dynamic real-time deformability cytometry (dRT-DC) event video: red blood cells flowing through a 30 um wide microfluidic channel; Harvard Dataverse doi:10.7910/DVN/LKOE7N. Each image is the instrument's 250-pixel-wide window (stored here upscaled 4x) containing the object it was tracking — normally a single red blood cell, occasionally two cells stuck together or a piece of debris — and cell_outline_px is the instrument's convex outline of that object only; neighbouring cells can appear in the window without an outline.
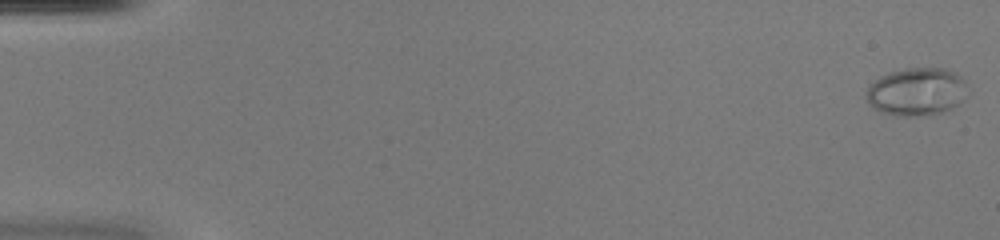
{"species": "common noctule bat (a hibernating species)", "species_latin": "Nyctalus noctula", "temperature_condition": "warm", "stored_images_in_passage": 51, "camera_frame_rate_fps": 3000, "um_per_image_px": 0.085, "animal": {"sex": "female", "body_mass_g": 20.0, "forearm_length_mm": 54.0}, "frame": {"image": 1, "passage_image": 1, "time_ms": 0.0, "image_size_px": [1000, 240], "cell_outline_px": [[968, 96], [960, 104], [944, 112], [928, 116], [896, 116], [880, 112], [868, 104], [864, 96], [868, 88], [880, 76], [892, 72], [908, 68], [944, 68], [956, 72], [964, 80]], "centroid_in_image_um": [77.94, 7.82], "position_along_channel_um": 7.1, "area_um2": 28.73}}
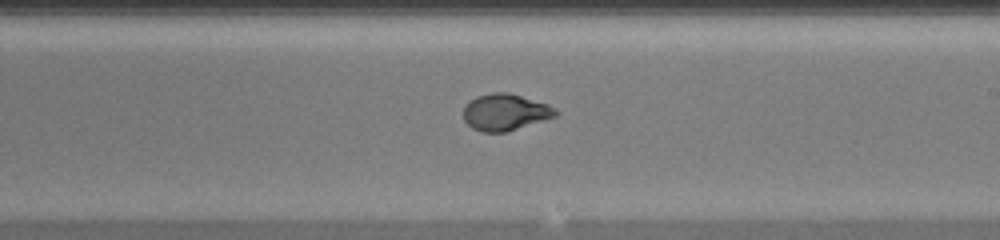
{"frame": {"image": 2, "passage_image": 31, "time_ms": 10.0, "image_size_px": [1000, 240], "cell_outline_px": [[560, 112], [556, 116], [504, 132], [480, 132], [472, 128], [464, 120], [464, 108], [476, 96], [492, 92], [508, 92], [548, 104], [556, 108]], "centroid_in_image_um": [42.95, 9.53], "position_along_channel_um": 246.0, "area_um2": 19.48}}
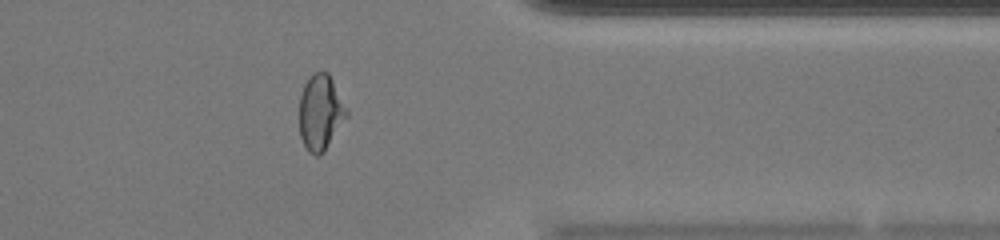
{"frame": {"image": 3, "passage_image": 42, "time_ms": 13.667, "image_size_px": [1000, 240], "cell_outline_px": [[348, 116], [324, 152], [320, 156], [316, 156], [308, 152], [300, 136], [300, 96], [304, 84], [308, 76], [312, 72], [328, 72], [348, 112]], "centroid_in_image_um": [27.23, 9.57], "position_along_channel_um": 384.2, "area_um2": 20.75}, "authors_computed_cell_mechanics": {"area_um2": 20.808, "velocity_mm_per_s": 4.0495, "shape_relaxation_time_tau1_ms": 5.0898, "shape_relaxation_time_tau2_ms": null, "deformation_change_tau1": 0.2275, "deformation_change_tau2": null}}